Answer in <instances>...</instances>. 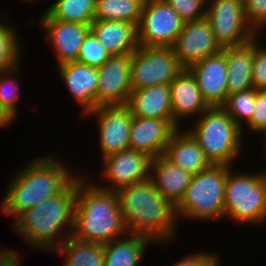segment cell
I'll use <instances>...</instances> for the list:
<instances>
[{
	"mask_svg": "<svg viewBox=\"0 0 266 266\" xmlns=\"http://www.w3.org/2000/svg\"><path fill=\"white\" fill-rule=\"evenodd\" d=\"M115 194L128 234L155 242L171 240L178 221L175 206L160 195L150 179L125 186Z\"/></svg>",
	"mask_w": 266,
	"mask_h": 266,
	"instance_id": "6da1fadb",
	"label": "cell"
},
{
	"mask_svg": "<svg viewBox=\"0 0 266 266\" xmlns=\"http://www.w3.org/2000/svg\"><path fill=\"white\" fill-rule=\"evenodd\" d=\"M76 177L77 201L72 237L105 244L121 238V234L126 236L128 232L115 191L101 189L96 184L87 185L86 178Z\"/></svg>",
	"mask_w": 266,
	"mask_h": 266,
	"instance_id": "7a4b0ae2",
	"label": "cell"
},
{
	"mask_svg": "<svg viewBox=\"0 0 266 266\" xmlns=\"http://www.w3.org/2000/svg\"><path fill=\"white\" fill-rule=\"evenodd\" d=\"M77 201V178L60 194L45 199L33 208L25 210L13 222V227L24 241L38 250L55 251L63 241L72 236ZM70 226L63 233L61 242L56 236L63 226Z\"/></svg>",
	"mask_w": 266,
	"mask_h": 266,
	"instance_id": "3957f363",
	"label": "cell"
},
{
	"mask_svg": "<svg viewBox=\"0 0 266 266\" xmlns=\"http://www.w3.org/2000/svg\"><path fill=\"white\" fill-rule=\"evenodd\" d=\"M55 159L48 156L32 160L19 175L13 177L1 211L16 219L25 210L62 193L76 177L72 178L70 168Z\"/></svg>",
	"mask_w": 266,
	"mask_h": 266,
	"instance_id": "277c9868",
	"label": "cell"
},
{
	"mask_svg": "<svg viewBox=\"0 0 266 266\" xmlns=\"http://www.w3.org/2000/svg\"><path fill=\"white\" fill-rule=\"evenodd\" d=\"M188 132L213 165L231 166L242 148V128L222 106H213L200 114Z\"/></svg>",
	"mask_w": 266,
	"mask_h": 266,
	"instance_id": "5b68a950",
	"label": "cell"
},
{
	"mask_svg": "<svg viewBox=\"0 0 266 266\" xmlns=\"http://www.w3.org/2000/svg\"><path fill=\"white\" fill-rule=\"evenodd\" d=\"M227 165H211L193 175L191 184L175 206L177 217L216 220L224 217Z\"/></svg>",
	"mask_w": 266,
	"mask_h": 266,
	"instance_id": "8992f818",
	"label": "cell"
},
{
	"mask_svg": "<svg viewBox=\"0 0 266 266\" xmlns=\"http://www.w3.org/2000/svg\"><path fill=\"white\" fill-rule=\"evenodd\" d=\"M228 166L224 191V216L243 223L266 221V172L234 173Z\"/></svg>",
	"mask_w": 266,
	"mask_h": 266,
	"instance_id": "52a82bcc",
	"label": "cell"
},
{
	"mask_svg": "<svg viewBox=\"0 0 266 266\" xmlns=\"http://www.w3.org/2000/svg\"><path fill=\"white\" fill-rule=\"evenodd\" d=\"M184 69L172 47L139 45L131 54L132 90L170 85Z\"/></svg>",
	"mask_w": 266,
	"mask_h": 266,
	"instance_id": "ba28073f",
	"label": "cell"
},
{
	"mask_svg": "<svg viewBox=\"0 0 266 266\" xmlns=\"http://www.w3.org/2000/svg\"><path fill=\"white\" fill-rule=\"evenodd\" d=\"M206 19L221 48L243 45L257 37L247 22L243 0H207Z\"/></svg>",
	"mask_w": 266,
	"mask_h": 266,
	"instance_id": "9c48e42d",
	"label": "cell"
},
{
	"mask_svg": "<svg viewBox=\"0 0 266 266\" xmlns=\"http://www.w3.org/2000/svg\"><path fill=\"white\" fill-rule=\"evenodd\" d=\"M185 22L164 0H146L137 25L140 46L172 47Z\"/></svg>",
	"mask_w": 266,
	"mask_h": 266,
	"instance_id": "30bf717a",
	"label": "cell"
},
{
	"mask_svg": "<svg viewBox=\"0 0 266 266\" xmlns=\"http://www.w3.org/2000/svg\"><path fill=\"white\" fill-rule=\"evenodd\" d=\"M86 114L97 118L103 159L129 148L133 116L126 104L98 106Z\"/></svg>",
	"mask_w": 266,
	"mask_h": 266,
	"instance_id": "8fae6325",
	"label": "cell"
},
{
	"mask_svg": "<svg viewBox=\"0 0 266 266\" xmlns=\"http://www.w3.org/2000/svg\"><path fill=\"white\" fill-rule=\"evenodd\" d=\"M131 54L113 55L98 68L96 108L125 105L132 91Z\"/></svg>",
	"mask_w": 266,
	"mask_h": 266,
	"instance_id": "7c38bea8",
	"label": "cell"
},
{
	"mask_svg": "<svg viewBox=\"0 0 266 266\" xmlns=\"http://www.w3.org/2000/svg\"><path fill=\"white\" fill-rule=\"evenodd\" d=\"M172 48L185 69L222 51L206 18L185 23Z\"/></svg>",
	"mask_w": 266,
	"mask_h": 266,
	"instance_id": "4fadbf2b",
	"label": "cell"
},
{
	"mask_svg": "<svg viewBox=\"0 0 266 266\" xmlns=\"http://www.w3.org/2000/svg\"><path fill=\"white\" fill-rule=\"evenodd\" d=\"M152 157L144 152L125 149L103 159L102 175L108 179L110 187L99 186L107 191H117L133 183L149 179Z\"/></svg>",
	"mask_w": 266,
	"mask_h": 266,
	"instance_id": "5bb4252c",
	"label": "cell"
},
{
	"mask_svg": "<svg viewBox=\"0 0 266 266\" xmlns=\"http://www.w3.org/2000/svg\"><path fill=\"white\" fill-rule=\"evenodd\" d=\"M188 70L195 77L202 97L210 107L225 103L228 96V68L222 51L192 64Z\"/></svg>",
	"mask_w": 266,
	"mask_h": 266,
	"instance_id": "9a60e30c",
	"label": "cell"
},
{
	"mask_svg": "<svg viewBox=\"0 0 266 266\" xmlns=\"http://www.w3.org/2000/svg\"><path fill=\"white\" fill-rule=\"evenodd\" d=\"M178 128L173 119L133 117L129 149L144 152L152 158L164 155L171 136Z\"/></svg>",
	"mask_w": 266,
	"mask_h": 266,
	"instance_id": "2e32d148",
	"label": "cell"
},
{
	"mask_svg": "<svg viewBox=\"0 0 266 266\" xmlns=\"http://www.w3.org/2000/svg\"><path fill=\"white\" fill-rule=\"evenodd\" d=\"M42 29L50 41L58 66L77 61L82 42L90 31V25L41 18Z\"/></svg>",
	"mask_w": 266,
	"mask_h": 266,
	"instance_id": "e0dca14e",
	"label": "cell"
},
{
	"mask_svg": "<svg viewBox=\"0 0 266 266\" xmlns=\"http://www.w3.org/2000/svg\"><path fill=\"white\" fill-rule=\"evenodd\" d=\"M59 75L69 92L80 104L84 114L96 108V90L98 87V68L77 61L61 64Z\"/></svg>",
	"mask_w": 266,
	"mask_h": 266,
	"instance_id": "ac0fdd59",
	"label": "cell"
},
{
	"mask_svg": "<svg viewBox=\"0 0 266 266\" xmlns=\"http://www.w3.org/2000/svg\"><path fill=\"white\" fill-rule=\"evenodd\" d=\"M153 173V174H152ZM193 175L176 166L164 155L152 158L149 179L166 200L176 206L191 184Z\"/></svg>",
	"mask_w": 266,
	"mask_h": 266,
	"instance_id": "d6986e66",
	"label": "cell"
},
{
	"mask_svg": "<svg viewBox=\"0 0 266 266\" xmlns=\"http://www.w3.org/2000/svg\"><path fill=\"white\" fill-rule=\"evenodd\" d=\"M173 121L180 126L181 118L201 114L210 106L202 97L195 77L184 69L171 83ZM196 114V115H195Z\"/></svg>",
	"mask_w": 266,
	"mask_h": 266,
	"instance_id": "ffe728a7",
	"label": "cell"
},
{
	"mask_svg": "<svg viewBox=\"0 0 266 266\" xmlns=\"http://www.w3.org/2000/svg\"><path fill=\"white\" fill-rule=\"evenodd\" d=\"M126 105L133 117L173 119L169 85L132 90Z\"/></svg>",
	"mask_w": 266,
	"mask_h": 266,
	"instance_id": "44dd1931",
	"label": "cell"
},
{
	"mask_svg": "<svg viewBox=\"0 0 266 266\" xmlns=\"http://www.w3.org/2000/svg\"><path fill=\"white\" fill-rule=\"evenodd\" d=\"M90 30L112 56L132 54L139 46L137 26L132 23L94 20Z\"/></svg>",
	"mask_w": 266,
	"mask_h": 266,
	"instance_id": "7402d4cb",
	"label": "cell"
},
{
	"mask_svg": "<svg viewBox=\"0 0 266 266\" xmlns=\"http://www.w3.org/2000/svg\"><path fill=\"white\" fill-rule=\"evenodd\" d=\"M164 156L192 175L212 165L193 136L188 131L182 133L179 128L171 136Z\"/></svg>",
	"mask_w": 266,
	"mask_h": 266,
	"instance_id": "603a6c76",
	"label": "cell"
},
{
	"mask_svg": "<svg viewBox=\"0 0 266 266\" xmlns=\"http://www.w3.org/2000/svg\"><path fill=\"white\" fill-rule=\"evenodd\" d=\"M226 56L228 95L253 88V39L243 45L222 48Z\"/></svg>",
	"mask_w": 266,
	"mask_h": 266,
	"instance_id": "cb8c5ba5",
	"label": "cell"
},
{
	"mask_svg": "<svg viewBox=\"0 0 266 266\" xmlns=\"http://www.w3.org/2000/svg\"><path fill=\"white\" fill-rule=\"evenodd\" d=\"M151 239L128 234L103 244L104 266H140L146 247Z\"/></svg>",
	"mask_w": 266,
	"mask_h": 266,
	"instance_id": "d4e9b609",
	"label": "cell"
},
{
	"mask_svg": "<svg viewBox=\"0 0 266 266\" xmlns=\"http://www.w3.org/2000/svg\"><path fill=\"white\" fill-rule=\"evenodd\" d=\"M65 258V266H104L103 244L84 242L70 236L55 251Z\"/></svg>",
	"mask_w": 266,
	"mask_h": 266,
	"instance_id": "484cf974",
	"label": "cell"
},
{
	"mask_svg": "<svg viewBox=\"0 0 266 266\" xmlns=\"http://www.w3.org/2000/svg\"><path fill=\"white\" fill-rule=\"evenodd\" d=\"M96 0H57L42 18L91 25L95 20Z\"/></svg>",
	"mask_w": 266,
	"mask_h": 266,
	"instance_id": "4316f807",
	"label": "cell"
},
{
	"mask_svg": "<svg viewBox=\"0 0 266 266\" xmlns=\"http://www.w3.org/2000/svg\"><path fill=\"white\" fill-rule=\"evenodd\" d=\"M146 0H96L95 20L138 25Z\"/></svg>",
	"mask_w": 266,
	"mask_h": 266,
	"instance_id": "83f0119b",
	"label": "cell"
},
{
	"mask_svg": "<svg viewBox=\"0 0 266 266\" xmlns=\"http://www.w3.org/2000/svg\"><path fill=\"white\" fill-rule=\"evenodd\" d=\"M256 90L250 88L244 91L232 93L227 96L222 107L227 111L228 115L242 128L252 119L255 107Z\"/></svg>",
	"mask_w": 266,
	"mask_h": 266,
	"instance_id": "f1b7e54d",
	"label": "cell"
},
{
	"mask_svg": "<svg viewBox=\"0 0 266 266\" xmlns=\"http://www.w3.org/2000/svg\"><path fill=\"white\" fill-rule=\"evenodd\" d=\"M15 31L8 23H0V71L19 65L21 48Z\"/></svg>",
	"mask_w": 266,
	"mask_h": 266,
	"instance_id": "f546056e",
	"label": "cell"
},
{
	"mask_svg": "<svg viewBox=\"0 0 266 266\" xmlns=\"http://www.w3.org/2000/svg\"><path fill=\"white\" fill-rule=\"evenodd\" d=\"M111 56L90 30L82 42L77 62L99 68Z\"/></svg>",
	"mask_w": 266,
	"mask_h": 266,
	"instance_id": "4dcf8cb0",
	"label": "cell"
},
{
	"mask_svg": "<svg viewBox=\"0 0 266 266\" xmlns=\"http://www.w3.org/2000/svg\"><path fill=\"white\" fill-rule=\"evenodd\" d=\"M18 69L19 65L9 70L0 71V104L14 119L17 115L16 104L20 92H17L18 85L13 74H16Z\"/></svg>",
	"mask_w": 266,
	"mask_h": 266,
	"instance_id": "1f68e13d",
	"label": "cell"
},
{
	"mask_svg": "<svg viewBox=\"0 0 266 266\" xmlns=\"http://www.w3.org/2000/svg\"><path fill=\"white\" fill-rule=\"evenodd\" d=\"M164 1L167 4H169L178 13V15L185 23L206 18L207 0H164Z\"/></svg>",
	"mask_w": 266,
	"mask_h": 266,
	"instance_id": "d6a6232c",
	"label": "cell"
},
{
	"mask_svg": "<svg viewBox=\"0 0 266 266\" xmlns=\"http://www.w3.org/2000/svg\"><path fill=\"white\" fill-rule=\"evenodd\" d=\"M253 39L252 82L255 90H266V48ZM263 47V48H262Z\"/></svg>",
	"mask_w": 266,
	"mask_h": 266,
	"instance_id": "836d02e7",
	"label": "cell"
},
{
	"mask_svg": "<svg viewBox=\"0 0 266 266\" xmlns=\"http://www.w3.org/2000/svg\"><path fill=\"white\" fill-rule=\"evenodd\" d=\"M243 3L247 22L258 33L266 24V0H243Z\"/></svg>",
	"mask_w": 266,
	"mask_h": 266,
	"instance_id": "e575fe53",
	"label": "cell"
},
{
	"mask_svg": "<svg viewBox=\"0 0 266 266\" xmlns=\"http://www.w3.org/2000/svg\"><path fill=\"white\" fill-rule=\"evenodd\" d=\"M246 125L251 131L256 132L255 134L266 125V90H256L252 119Z\"/></svg>",
	"mask_w": 266,
	"mask_h": 266,
	"instance_id": "d590c367",
	"label": "cell"
},
{
	"mask_svg": "<svg viewBox=\"0 0 266 266\" xmlns=\"http://www.w3.org/2000/svg\"><path fill=\"white\" fill-rule=\"evenodd\" d=\"M218 261L217 255L203 252L188 257L185 256L172 266H218Z\"/></svg>",
	"mask_w": 266,
	"mask_h": 266,
	"instance_id": "8d00e7d4",
	"label": "cell"
},
{
	"mask_svg": "<svg viewBox=\"0 0 266 266\" xmlns=\"http://www.w3.org/2000/svg\"><path fill=\"white\" fill-rule=\"evenodd\" d=\"M16 251L5 249L0 250V266H20L19 256Z\"/></svg>",
	"mask_w": 266,
	"mask_h": 266,
	"instance_id": "74e56055",
	"label": "cell"
},
{
	"mask_svg": "<svg viewBox=\"0 0 266 266\" xmlns=\"http://www.w3.org/2000/svg\"><path fill=\"white\" fill-rule=\"evenodd\" d=\"M14 118L8 113V111L0 104V127H6L12 124Z\"/></svg>",
	"mask_w": 266,
	"mask_h": 266,
	"instance_id": "f35d334b",
	"label": "cell"
},
{
	"mask_svg": "<svg viewBox=\"0 0 266 266\" xmlns=\"http://www.w3.org/2000/svg\"><path fill=\"white\" fill-rule=\"evenodd\" d=\"M260 134H264L265 135V142H266V125L262 128V130L259 132ZM265 145H266V143H265Z\"/></svg>",
	"mask_w": 266,
	"mask_h": 266,
	"instance_id": "ab89813d",
	"label": "cell"
}]
</instances>
